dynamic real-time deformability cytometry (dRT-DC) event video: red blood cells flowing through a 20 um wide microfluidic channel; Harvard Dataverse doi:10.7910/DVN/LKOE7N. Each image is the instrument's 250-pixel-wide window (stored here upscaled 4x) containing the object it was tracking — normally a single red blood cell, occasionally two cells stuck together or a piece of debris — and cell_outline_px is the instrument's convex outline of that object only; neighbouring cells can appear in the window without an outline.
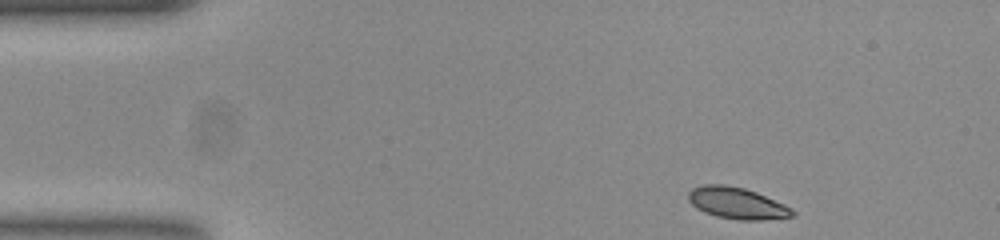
{"species": "common noctule bat (a hibernating species)", "species_latin": "Nyctalus noctula", "temperature_condition": "room temperature", "stored_images_in_passage": 48, "camera_frame_rate_fps": 3000, "um_per_image_px": 0.085, "animal": {"sex": "female", "body_mass_g": 23.0, "forearm_length_mm": 53.4}, "frame": {"image": 1, "passage_image": 1, "time_ms": 0.0, "image_size_px": [1000, 240], "cell_outline_px": [[796, 216], [764, 220], [740, 220], [716, 216], [704, 212], [696, 208], [688, 200], [688, 192], [692, 188], [704, 184], [724, 184], [744, 188], [756, 192], [784, 204], [792, 208], [796, 212]], "centroid_in_image_um": [62.65, 17.27], "position_along_channel_um": 22.3, "area_um2": 19.25}}
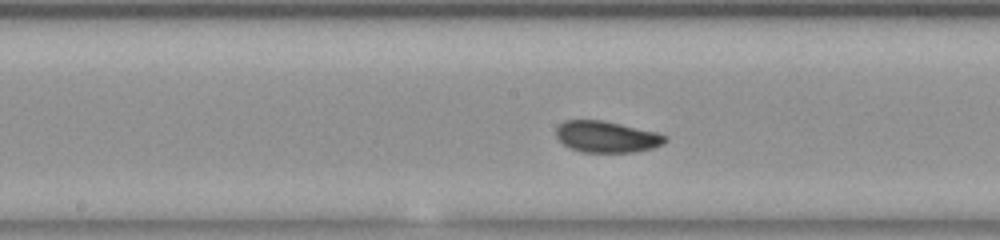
{"frame": {"image": 2, "passage_image": 21, "time_ms": 6.667, "image_size_px": [1000, 240], "cell_outline_px": [[668, 140], [664, 144], [652, 148], [636, 152], [580, 152], [568, 148], [556, 136], [556, 128], [564, 120], [600, 120], [620, 124], [656, 132], [668, 136]], "centroid_in_image_um": [51.57, 11.64], "position_along_channel_um": 196.6, "area_um2": 20.0}}
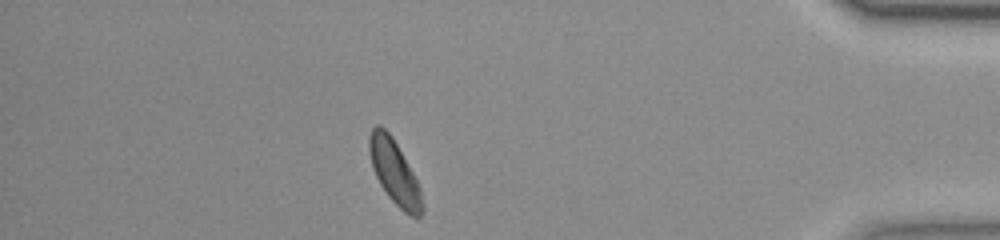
{"frame": {"image": 3, "passage_image": 41, "time_ms": 13.333, "image_size_px": [1000, 240], "cell_outline_px": [[424, 208], [420, 216], [412, 216], [404, 212], [388, 196], [380, 184], [372, 168], [368, 152], [368, 136], [372, 128], [376, 124], [380, 124], [392, 136], [412, 172], [420, 188], [424, 204]], "centroid_in_image_um": [33.5, 14.61], "position_along_channel_um": 401.7, "area_um2": 19.71}, "authors_computed_cell_mechanics": {"area_um2": 19.6809, "velocity_mm_per_s": 3.7738, "shape_relaxation_time_tau1_ms": 1.9974, "shape_relaxation_time_tau2_ms": null, "deformation_change_tau1": 0.0918, "deformation_change_tau2": null}}